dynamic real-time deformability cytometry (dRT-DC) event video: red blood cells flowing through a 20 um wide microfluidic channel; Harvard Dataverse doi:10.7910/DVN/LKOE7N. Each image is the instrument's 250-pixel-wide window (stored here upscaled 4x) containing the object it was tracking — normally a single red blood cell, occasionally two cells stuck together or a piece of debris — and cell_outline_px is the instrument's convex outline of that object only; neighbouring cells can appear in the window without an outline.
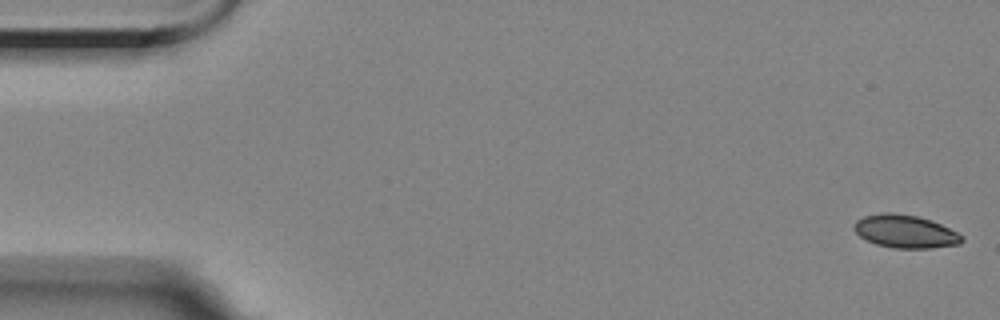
{"species": "Egyptian fruit bat (a non-hibernating species)", "species_latin": "Rousettus aegyptiacus", "temperature_condition": "room temperature", "stored_images_in_passage": 5, "camera_frame_rate_fps": 3000, "um_per_image_px": 0.085, "animal": {"sex": "female"}, "frame": {"image": 1, "passage_image": 1, "time_ms": 0.0, "image_size_px": [1000, 320], "cell_outline_px": [[964, 240], [960, 244], [932, 248], [896, 248], [876, 244], [860, 236], [852, 228], [852, 224], [856, 220], [864, 216], [884, 212], [892, 212], [916, 216], [932, 220], [964, 236]], "centroid_in_image_um": [76.94, 19.67], "position_along_channel_um": 8.1, "area_um2": 20.75}}
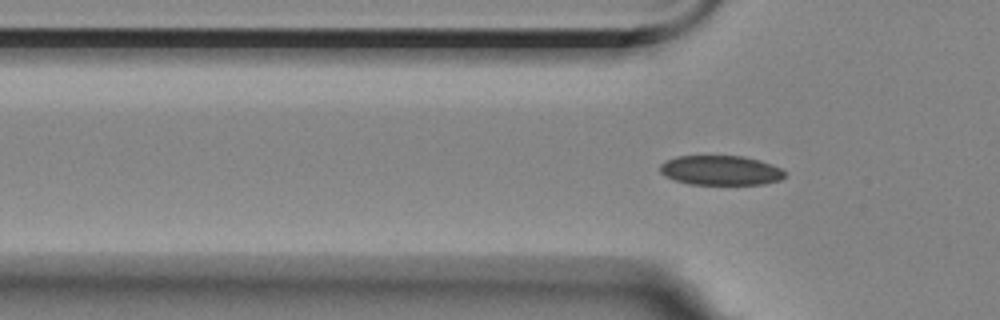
{"frame": {"image": 2, "passage_image": 5, "time_ms": 5.333, "image_size_px": [1000, 320], "cell_outline_px": [[784, 176], [780, 180], [764, 184], [688, 184], [664, 176], [660, 172], [660, 164], [676, 156], [744, 156], [760, 160], [772, 164], [780, 168], [784, 172]], "centroid_in_image_um": [61.25, 14.48], "position_along_channel_um": 64.6, "area_um2": 21.5}}